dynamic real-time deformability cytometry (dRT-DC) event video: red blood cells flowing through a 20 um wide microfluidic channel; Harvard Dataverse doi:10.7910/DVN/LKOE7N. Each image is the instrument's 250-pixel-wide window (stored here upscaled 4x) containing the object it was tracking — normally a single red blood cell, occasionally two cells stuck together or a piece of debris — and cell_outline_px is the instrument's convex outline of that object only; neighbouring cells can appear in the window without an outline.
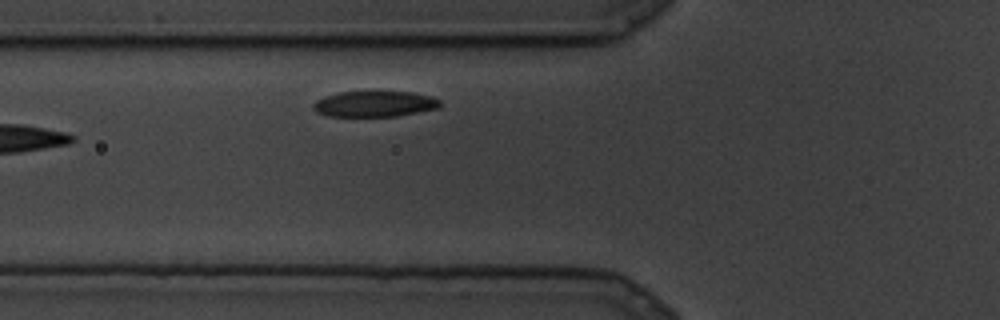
{"species": "common noctule bat (a hibernating species)", "species_latin": "Nyctalus noctula", "temperature_condition": "cold", "stored_images_in_passage": 4, "camera_frame_rate_fps": 3000, "um_per_image_px": 0.085, "animal": {"sex": "male", "body_mass_g": 19.5, "forearm_length_mm": 54.6}, "frame": {"image": 1, "passage_image": 4, "time_ms": 1.0, "image_size_px": [1000, 320], "cell_outline_px": [[440, 108], [396, 116], [328, 116], [316, 112], [312, 108], [312, 104], [316, 100], [324, 96], [340, 92], [412, 92], [428, 96], [440, 100]], "centroid_in_image_um": [31.8, 8.84], "position_along_channel_um": 94.0, "area_um2": 18.96}}